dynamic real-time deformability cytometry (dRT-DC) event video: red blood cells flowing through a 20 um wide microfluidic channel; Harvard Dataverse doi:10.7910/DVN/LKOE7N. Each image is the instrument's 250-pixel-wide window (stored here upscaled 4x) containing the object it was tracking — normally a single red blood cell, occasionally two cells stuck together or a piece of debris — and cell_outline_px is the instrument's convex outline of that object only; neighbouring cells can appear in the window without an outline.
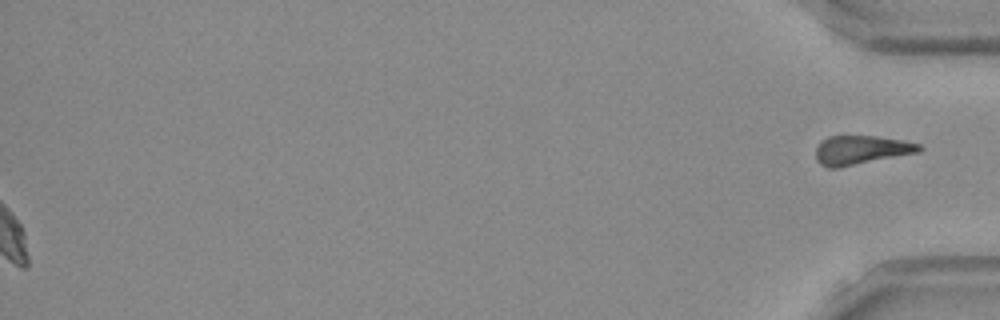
{"species": "Egyptian fruit bat (a non-hibernating species)", "species_latin": "Rousettus aegyptiacus", "temperature_condition": "room temperature", "stored_images_in_passage": 53, "segment_of_instrument_passage": [2, 2], "camera_frame_rate_fps": 3000, "um_per_image_px": 0.085, "frame": {"image": 1, "passage_image": 53, "time_ms": 17.333, "image_size_px": [1000, 320], "cell_outline_px": [[924, 148], [920, 152], [840, 168], [828, 168], [820, 164], [816, 160], [816, 148], [820, 140], [828, 136], [876, 136], [904, 140], [920, 144]], "centroid_in_image_um": [73.2, 12.76], "position_along_channel_um": 362.0, "area_um2": 17.8}}